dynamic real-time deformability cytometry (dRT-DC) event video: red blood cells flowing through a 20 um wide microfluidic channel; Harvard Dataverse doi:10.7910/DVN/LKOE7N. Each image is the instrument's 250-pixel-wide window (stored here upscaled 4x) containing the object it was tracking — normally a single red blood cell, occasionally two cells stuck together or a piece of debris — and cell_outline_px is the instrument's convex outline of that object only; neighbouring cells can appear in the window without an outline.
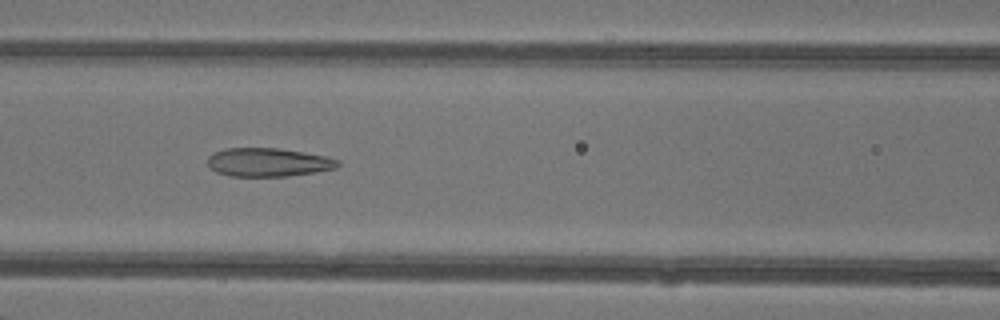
{"species": "common noctule bat (a hibernating species)", "species_latin": "Nyctalus noctula", "temperature_condition": "warm", "stored_images_in_passage": 47, "camera_frame_rate_fps": 3000, "um_per_image_px": 0.085, "animal": {"sex": "female"}, "frame": {"image": 1, "passage_image": 21, "time_ms": 6.667, "image_size_px": [1000, 320], "cell_outline_px": [[340, 164], [336, 168], [288, 176], [228, 176], [216, 172], [208, 164], [208, 156], [212, 152], [224, 148], [280, 148], [328, 156], [340, 160]], "centroid_in_image_um": [22.79, 13.78], "position_along_channel_um": 143.8, "area_um2": 21.79}}
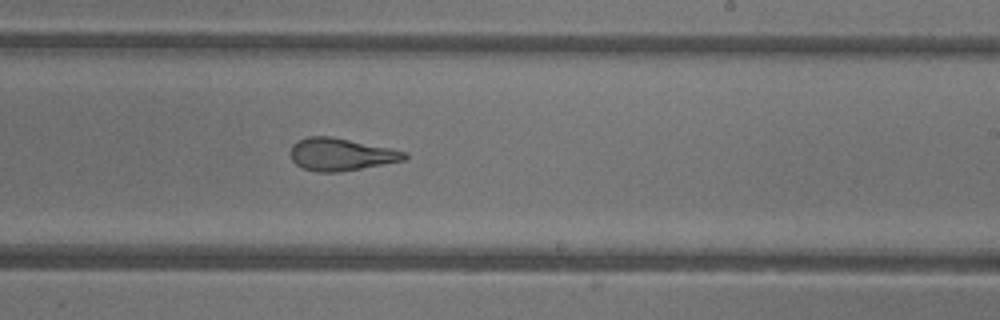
{"frame": {"image": 2, "passage_image": 29, "time_ms": 9.333, "image_size_px": [1000, 320], "cell_outline_px": [[408, 156], [404, 160], [360, 168], [336, 172], [316, 172], [300, 168], [292, 160], [292, 144], [308, 136], [332, 136], [408, 152]], "centroid_in_image_um": [28.96, 13.12], "position_along_channel_um": 260.0, "area_um2": 21.33}}
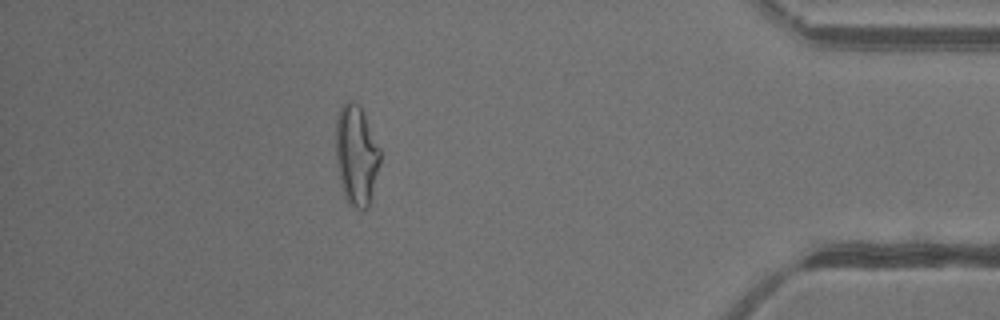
{"frame": {"image": 3, "passage_image": 42, "time_ms": 13.667, "image_size_px": [1000, 320], "cell_outline_px": [[380, 164], [368, 208], [356, 208], [348, 204], [344, 196], [336, 164], [336, 120], [340, 108], [348, 100], [352, 100], [360, 104], [380, 148]], "centroid_in_image_um": [30.29, 13.17], "position_along_channel_um": 404.9, "area_um2": 25.95}, "authors_computed_cell_mechanics": {"area_um2": 24.4494, "velocity_mm_per_s": 4.3704, "shape_relaxation_time_tau1_ms": null, "shape_relaxation_time_tau2_ms": 1.4927, "deformation_change_tau1": null, "deformation_change_tau2": 0.0948}}